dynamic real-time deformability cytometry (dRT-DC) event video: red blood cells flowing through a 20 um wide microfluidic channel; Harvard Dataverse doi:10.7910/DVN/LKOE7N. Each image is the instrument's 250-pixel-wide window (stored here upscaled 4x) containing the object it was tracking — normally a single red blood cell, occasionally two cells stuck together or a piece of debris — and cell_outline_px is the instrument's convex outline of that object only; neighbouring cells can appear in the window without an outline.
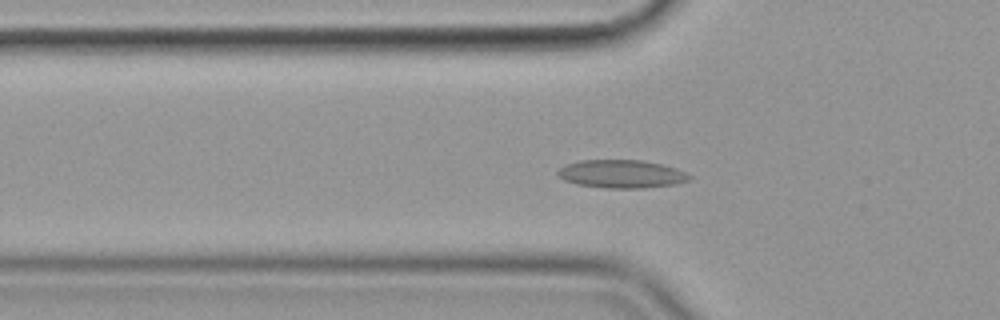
{"species": "common noctule bat (a hibernating species)", "species_latin": "Nyctalus noctula", "temperature_condition": "cold", "stored_images_in_passage": 57, "camera_frame_rate_fps": 3000, "um_per_image_px": 0.085, "animal": {"sex": "female", "body_mass_g": 19.9}, "frame": {"image": 1, "passage_image": 19, "time_ms": 6.0, "image_size_px": [1000, 320], "cell_outline_px": [[692, 176], [688, 180], [676, 184], [640, 188], [604, 188], [576, 184], [564, 180], [556, 172], [560, 168], [568, 164], [580, 160], [644, 160], [676, 168]], "centroid_in_image_um": [52.82, 14.79], "position_along_channel_um": 73.0, "area_um2": 21.44}}
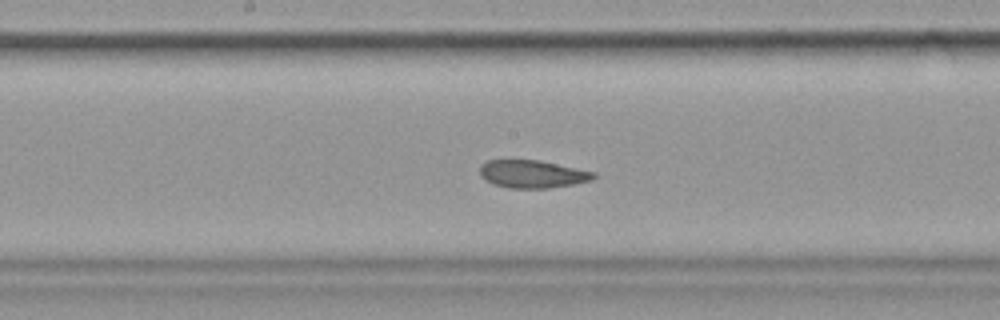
{"frame": {"image": 2, "passage_image": 30, "time_ms": 9.667, "image_size_px": [1000, 320], "cell_outline_px": [[596, 176], [592, 180], [572, 184], [548, 188], [508, 188], [492, 184], [484, 180], [480, 176], [480, 164], [488, 160], [536, 160], [596, 172]], "centroid_in_image_um": [45.2, 14.8], "position_along_channel_um": 203.0, "area_um2": 18.38}}
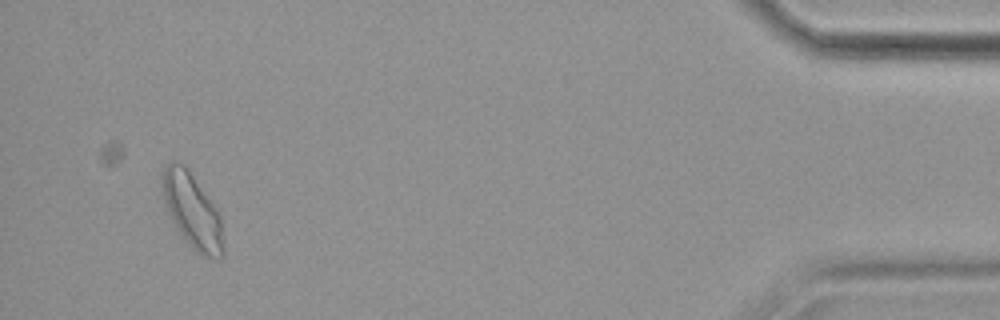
{"frame": {"image": 3, "passage_image": 54, "time_ms": 17.667, "image_size_px": [1000, 320], "cell_outline_px": [[224, 256], [200, 256], [192, 248], [176, 228], [168, 212], [160, 180], [160, 172], [172, 160], [180, 160], [188, 168], [216, 208], [220, 216], [224, 248]], "centroid_in_image_um": [16.31, 17.86], "position_along_channel_um": 418.9, "area_um2": 26.53}, "authors_computed_cell_mechanics": {"area_um2": 20.519, "velocity_mm_per_s": 3.5559, "shape_relaxation_time_tau1_ms": 8.8296, "shape_relaxation_time_tau2_ms": 2.072, "deformation_change_tau1": 0.1843, "deformation_change_tau2": 0.0643}}